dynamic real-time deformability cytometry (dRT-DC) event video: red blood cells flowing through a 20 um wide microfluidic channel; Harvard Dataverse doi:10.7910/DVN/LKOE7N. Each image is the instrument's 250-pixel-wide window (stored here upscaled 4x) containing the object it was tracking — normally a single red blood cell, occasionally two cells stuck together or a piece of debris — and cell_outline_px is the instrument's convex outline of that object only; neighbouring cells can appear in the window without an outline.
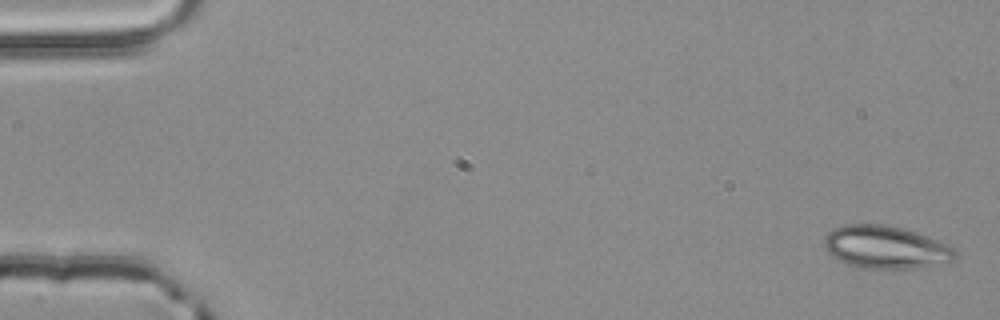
{"species": "common noctule bat (a hibernating species)", "species_latin": "Nyctalus noctula", "temperature_condition": "room temperature", "stored_images_in_passage": 4, "camera_frame_rate_fps": 3000, "um_per_image_px": 0.085, "animal": {"sex": "male", "body_mass_g": 20.4}, "frame": {"image": 1, "passage_image": 1, "time_ms": 0.0, "image_size_px": [1000, 320], "cell_outline_px": [[956, 256], [952, 260], [908, 268], [864, 268], [848, 264], [832, 256], [824, 248], [824, 236], [828, 232], [844, 224], [888, 224], [916, 232], [948, 244], [956, 248]], "centroid_in_image_um": [75.24, 20.98], "position_along_channel_um": 9.8, "area_um2": 32.25}}